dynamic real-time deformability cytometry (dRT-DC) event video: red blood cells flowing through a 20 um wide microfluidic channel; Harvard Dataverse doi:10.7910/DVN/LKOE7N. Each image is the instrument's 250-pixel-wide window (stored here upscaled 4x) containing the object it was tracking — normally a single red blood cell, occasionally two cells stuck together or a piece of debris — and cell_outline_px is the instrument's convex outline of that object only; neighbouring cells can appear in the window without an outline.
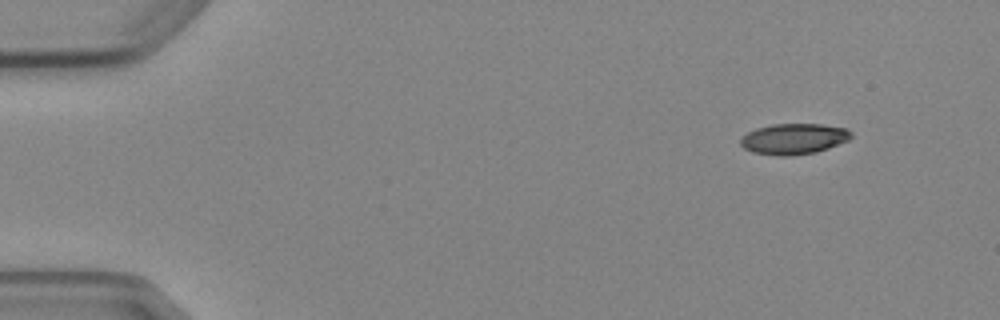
{"species": "Egyptian fruit bat (a non-hibernating species)", "species_latin": "Rousettus aegyptiacus", "temperature_condition": "cold", "stored_images_in_passage": 4, "camera_frame_rate_fps": 3000, "um_per_image_px": 0.085, "animal": {"sex": "female"}, "frame": {"image": 1, "passage_image": 1, "time_ms": 0.0, "image_size_px": [1000, 320], "cell_outline_px": [[852, 136], [848, 140], [828, 148], [816, 152], [788, 156], [780, 156], [752, 152], [744, 148], [740, 144], [740, 140], [748, 132], [756, 128], [772, 124], [820, 124], [844, 128], [852, 132]], "centroid_in_image_um": [67.46, 11.8], "position_along_channel_um": 17.5, "area_um2": 19.71}}
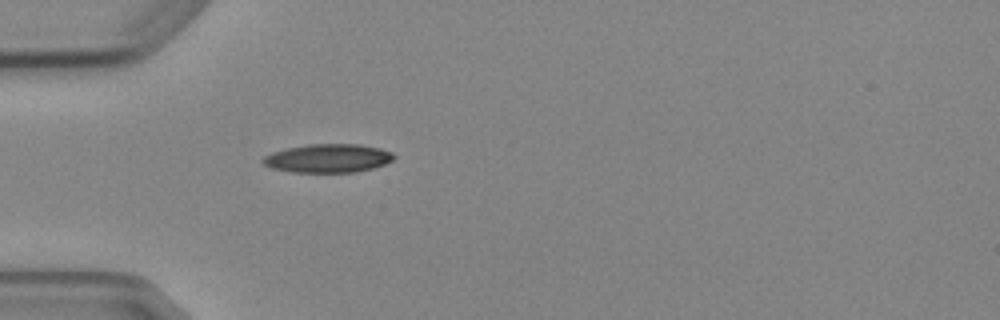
{"frame": {"image": 2, "passage_image": 4, "time_ms": 3.667, "image_size_px": [1000, 320], "cell_outline_px": [[396, 156], [392, 160], [384, 164], [372, 168], [356, 172], [292, 172], [272, 168], [264, 164], [260, 160], [264, 156], [272, 152], [288, 148], [308, 144], [360, 144], [380, 148], [392, 152]], "centroid_in_image_um": [27.88, 13.45], "position_along_channel_um": 57.1, "area_um2": 21.79}}